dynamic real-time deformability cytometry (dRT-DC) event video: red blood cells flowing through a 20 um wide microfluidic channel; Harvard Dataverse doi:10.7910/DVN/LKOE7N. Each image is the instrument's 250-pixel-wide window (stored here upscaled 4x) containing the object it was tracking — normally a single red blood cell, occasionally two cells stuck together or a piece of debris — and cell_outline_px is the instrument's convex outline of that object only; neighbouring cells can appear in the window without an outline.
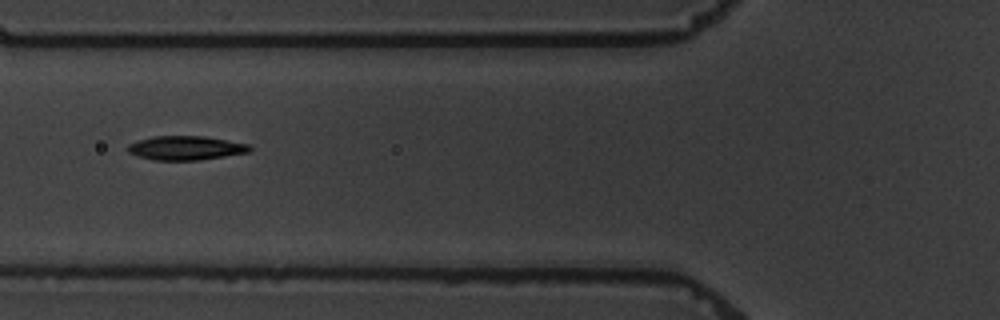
{"species": "common noctule bat (a hibernating species)", "species_latin": "Nyctalus noctula", "temperature_condition": "warm", "stored_images_in_passage": 12, "camera_frame_rate_fps": 3000, "um_per_image_px": 0.085, "animal": {"sex": "male", "body_mass_g": 19.5, "forearm_length_mm": 54.6}, "frame": {"image": 1, "passage_image": 7, "time_ms": 8.0, "image_size_px": [1000, 320], "cell_outline_px": [[252, 152], [200, 160], [156, 160], [140, 156], [128, 152], [128, 144], [152, 136], [204, 136], [248, 144], [252, 148]], "centroid_in_image_um": [15.84, 12.58], "position_along_channel_um": 110.0, "area_um2": 16.99}}
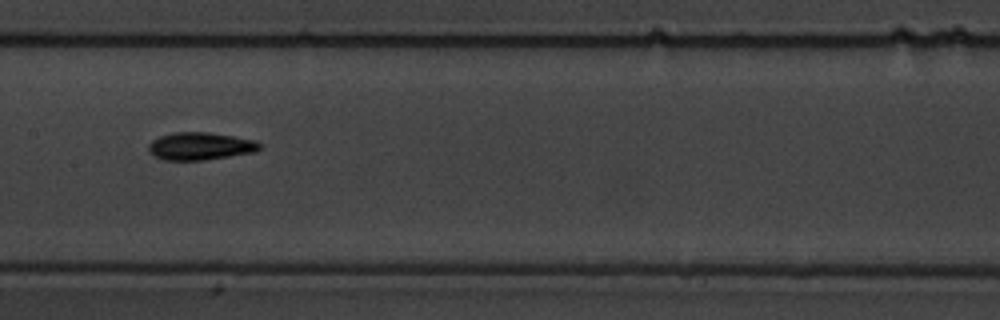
{"frame": {"image": 2, "passage_image": 9, "time_ms": 10.333, "image_size_px": [1000, 320], "cell_outline_px": [[260, 148], [256, 152], [204, 160], [164, 160], [156, 156], [148, 148], [148, 144], [152, 140], [160, 136], [172, 132], [208, 132], [256, 140], [260, 144]], "centroid_in_image_um": [17.03, 12.42], "position_along_channel_um": 190.4, "area_um2": 17.8}}
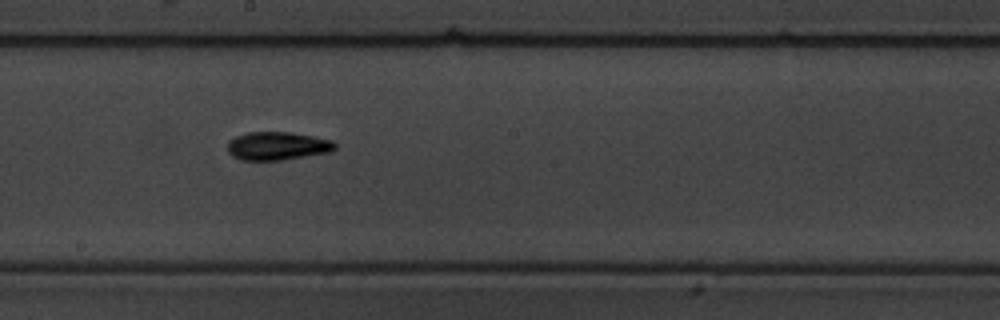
{"frame": {"image": 3, "passage_image": 10, "time_ms": 11.333, "image_size_px": [1000, 320], "cell_outline_px": [[336, 148], [332, 152], [280, 160], [240, 160], [232, 156], [228, 152], [228, 140], [236, 136], [248, 132], [288, 132], [312, 136], [332, 140], [336, 144]], "centroid_in_image_um": [23.57, 12.41], "position_along_channel_um": 224.6, "area_um2": 17.74}}